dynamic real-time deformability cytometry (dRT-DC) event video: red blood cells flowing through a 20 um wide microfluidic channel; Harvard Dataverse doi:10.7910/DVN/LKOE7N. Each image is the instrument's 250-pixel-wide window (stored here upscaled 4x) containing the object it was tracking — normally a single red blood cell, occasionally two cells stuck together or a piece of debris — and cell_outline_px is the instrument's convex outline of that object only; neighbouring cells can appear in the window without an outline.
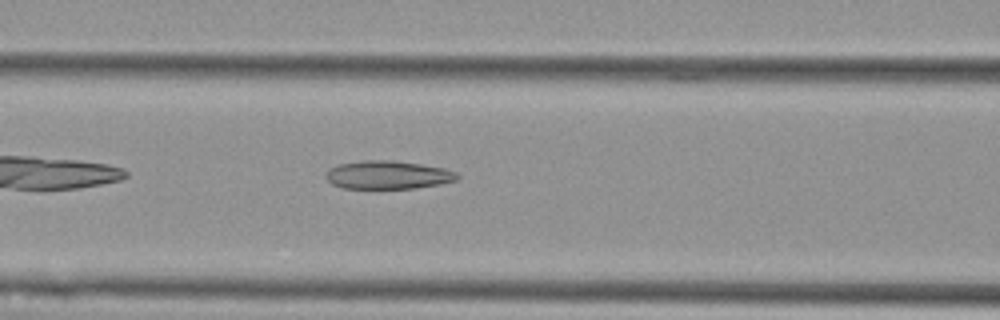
{"species": "Egyptian fruit bat (a non-hibernating species)", "species_latin": "Rousettus aegyptiacus", "temperature_condition": "cold", "stored_images_in_passage": 41, "camera_frame_rate_fps": 3000, "um_per_image_px": 0.085, "animal": {"sex": "female"}, "frame": {"image": 1, "passage_image": 8, "time_ms": 2.333, "image_size_px": [1000, 320], "cell_outline_px": [[460, 176], [456, 180], [440, 184], [416, 188], [340, 188], [332, 184], [324, 176], [328, 168], [340, 164], [360, 160], [392, 160], [420, 164], [444, 168], [456, 172]], "centroid_in_image_um": [32.94, 14.86], "position_along_channel_um": 133.7, "area_um2": 21.73}}
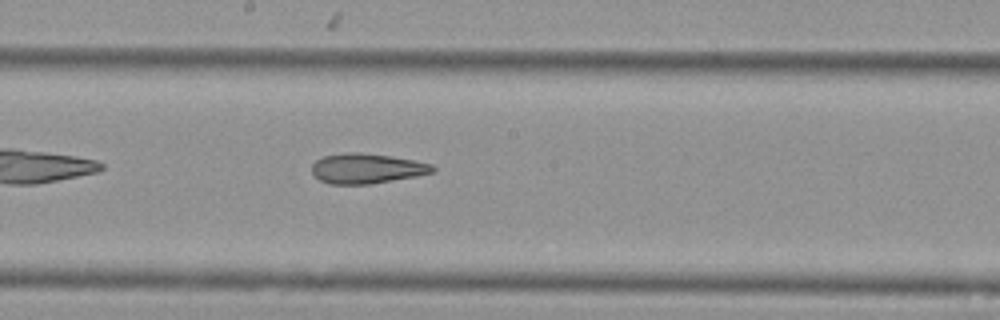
{"frame": {"image": 2, "passage_image": 15, "time_ms": 4.667, "image_size_px": [1000, 320], "cell_outline_px": [[436, 172], [416, 176], [372, 184], [328, 184], [320, 180], [312, 172], [312, 164], [316, 160], [324, 156], [344, 152], [360, 152], [392, 156], [432, 164], [436, 168]], "centroid_in_image_um": [31.18, 14.32], "position_along_channel_um": 217.0, "area_um2": 21.27}}
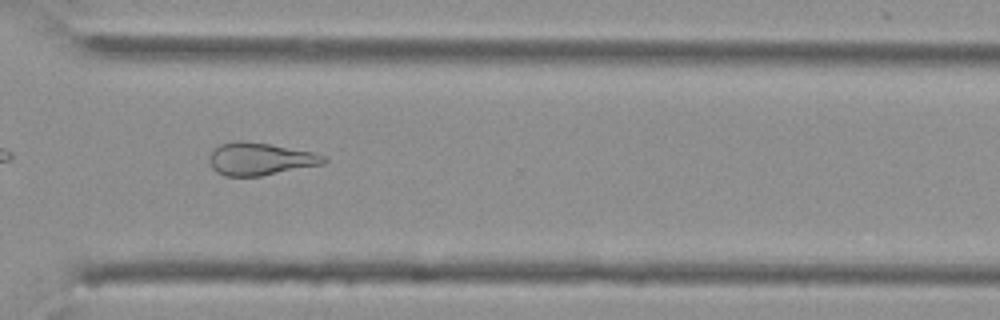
{"frame": {"image": 3, "passage_image": 26, "time_ms": 8.333, "image_size_px": [1000, 320], "cell_outline_px": [[328, 160], [324, 164], [260, 176], [224, 176], [216, 172], [212, 168], [208, 160], [208, 156], [212, 148], [220, 144], [240, 140], [244, 140], [316, 152], [328, 156]], "centroid_in_image_um": [22.11, 13.5], "position_along_channel_um": 348.5, "area_um2": 22.08}, "authors_computed_cell_mechanics": {"area_um2": 22.0796, "velocity_mm_per_s": 3.5871, "shape_relaxation_time_tau1_ms": null, "shape_relaxation_time_tau2_ms": 5.2465, "deformation_change_tau1": null, "deformation_change_tau2": 0.1716}}